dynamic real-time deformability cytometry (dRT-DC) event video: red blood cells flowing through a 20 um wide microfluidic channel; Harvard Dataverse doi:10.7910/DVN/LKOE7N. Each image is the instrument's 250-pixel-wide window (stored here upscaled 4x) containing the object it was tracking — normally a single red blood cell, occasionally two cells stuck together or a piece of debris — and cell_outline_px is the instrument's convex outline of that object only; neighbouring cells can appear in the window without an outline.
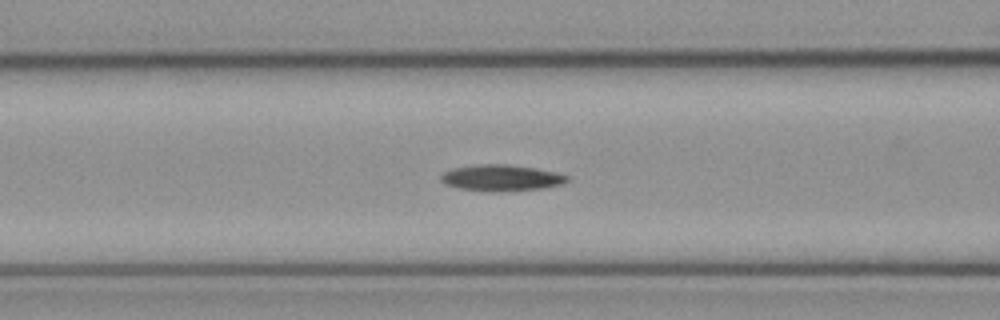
{"species": "common noctule bat (a hibernating species)", "species_latin": "Nyctalus noctula", "temperature_condition": "cold", "stored_images_in_passage": 37, "camera_frame_rate_fps": 3000, "um_per_image_px": 0.085, "animal": {"sex": "female", "body_mass_g": 21.9}, "frame": {"image": 1, "passage_image": 5, "time_ms": 1.333, "image_size_px": [1000, 320], "cell_outline_px": [[568, 180], [560, 184], [544, 188], [496, 192], [492, 192], [460, 188], [444, 184], [440, 180], [440, 176], [444, 172], [452, 168], [476, 164], [508, 164], [536, 168], [556, 172], [568, 176]], "centroid_in_image_um": [42.58, 15.11], "position_along_channel_um": 124.0, "area_um2": 19.36}}
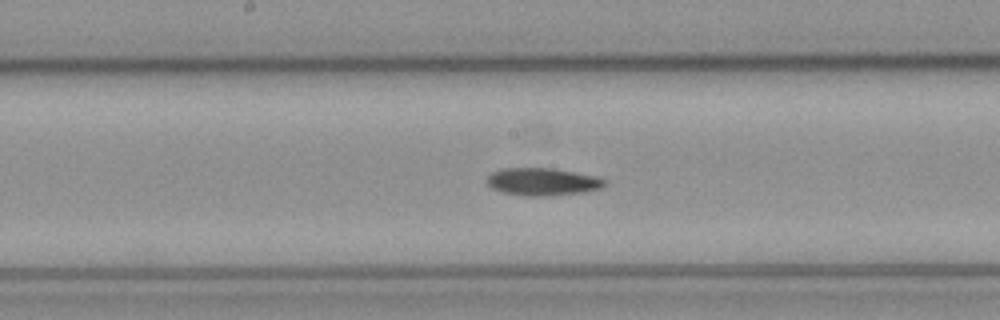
{"frame": {"image": 2, "passage_image": 11, "time_ms": 3.333, "image_size_px": [1000, 320], "cell_outline_px": [[608, 184], [600, 188], [584, 192], [548, 196], [524, 196], [500, 192], [492, 188], [488, 184], [488, 176], [492, 172], [500, 168], [552, 168], [596, 176], [608, 180]], "centroid_in_image_um": [46.13, 15.45], "position_along_channel_um": 202.1, "area_um2": 19.07}}
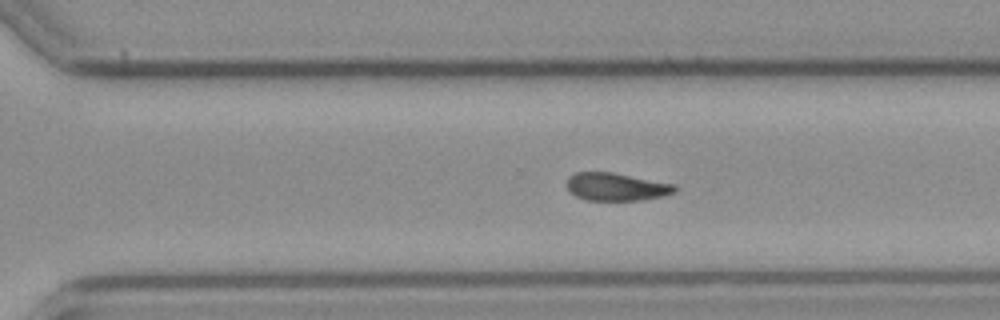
{"frame": {"image": 3, "passage_image": 20, "time_ms": 6.333, "image_size_px": [1000, 320], "cell_outline_px": [[676, 192], [664, 196], [640, 200], [588, 200], [576, 196], [568, 192], [568, 176], [576, 172], [612, 172], [676, 184]], "centroid_in_image_um": [52.4, 15.87], "position_along_channel_um": 318.2, "area_um2": 17.57}}